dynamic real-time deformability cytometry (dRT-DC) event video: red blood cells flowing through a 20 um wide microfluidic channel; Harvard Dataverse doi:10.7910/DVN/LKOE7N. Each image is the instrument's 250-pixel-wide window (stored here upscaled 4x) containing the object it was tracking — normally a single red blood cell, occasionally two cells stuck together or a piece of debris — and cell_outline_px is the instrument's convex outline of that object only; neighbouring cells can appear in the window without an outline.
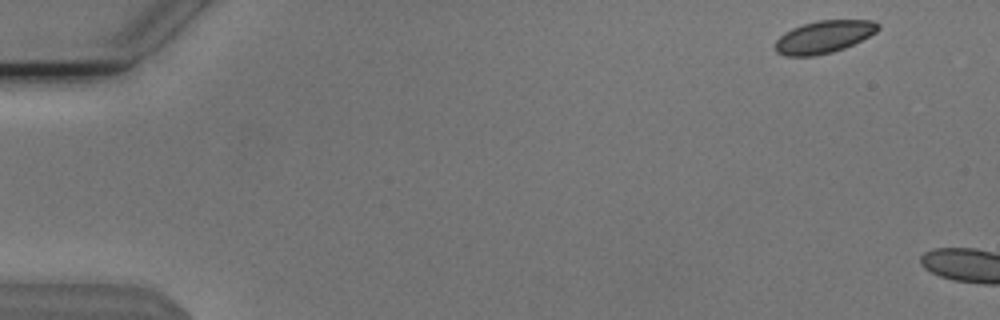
{"species": "Egyptian fruit bat (a non-hibernating species)", "species_latin": "Rousettus aegyptiacus", "temperature_condition": "cold", "stored_images_in_passage": 5, "camera_frame_rate_fps": 3000, "um_per_image_px": 0.085, "animal": {"sex": "male"}, "frame": {"image": 1, "passage_image": 2, "time_ms": 0.333, "image_size_px": [1000, 320], "cell_outline_px": [[880, 28], [876, 32], [844, 48], [832, 52], [816, 56], [784, 56], [776, 52], [776, 40], [784, 32], [792, 28], [816, 20], [872, 20], [880, 24]], "centroid_in_image_um": [70.01, 3.13], "position_along_channel_um": 15.0, "area_um2": 19.42}}